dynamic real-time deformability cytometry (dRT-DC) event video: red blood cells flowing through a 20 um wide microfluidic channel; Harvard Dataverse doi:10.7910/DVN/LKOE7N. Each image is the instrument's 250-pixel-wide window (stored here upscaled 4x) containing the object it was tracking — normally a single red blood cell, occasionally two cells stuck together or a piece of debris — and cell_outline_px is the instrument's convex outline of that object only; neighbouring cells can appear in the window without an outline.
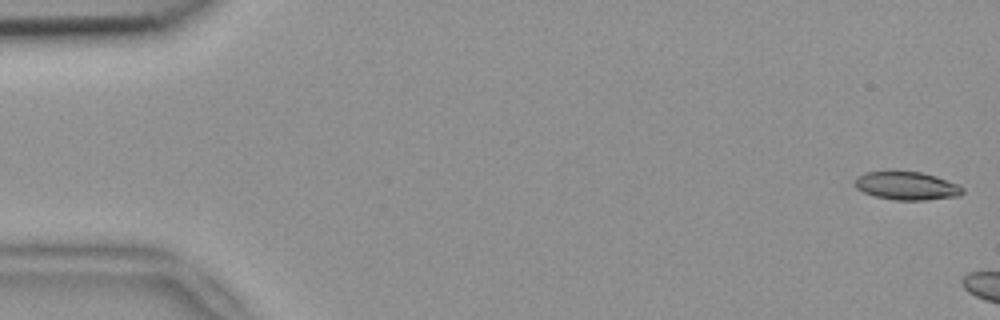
{"species": "common noctule bat (a hibernating species)", "species_latin": "Nyctalus noctula", "temperature_condition": "room temperature", "stored_images_in_passage": 3, "camera_frame_rate_fps": 3000, "um_per_image_px": 0.085, "animal": {"sex": "female", "body_mass_g": 18.4}, "frame": {"image": 1, "passage_image": 1, "time_ms": 0.0, "image_size_px": [1000, 320], "cell_outline_px": [[964, 192], [960, 196], [924, 200], [896, 200], [876, 196], [864, 192], [856, 188], [852, 184], [856, 176], [864, 172], [920, 172], [936, 176], [956, 184], [964, 188]], "centroid_in_image_um": [77.04, 15.8], "position_along_channel_um": 8.0, "area_um2": 17.63}}